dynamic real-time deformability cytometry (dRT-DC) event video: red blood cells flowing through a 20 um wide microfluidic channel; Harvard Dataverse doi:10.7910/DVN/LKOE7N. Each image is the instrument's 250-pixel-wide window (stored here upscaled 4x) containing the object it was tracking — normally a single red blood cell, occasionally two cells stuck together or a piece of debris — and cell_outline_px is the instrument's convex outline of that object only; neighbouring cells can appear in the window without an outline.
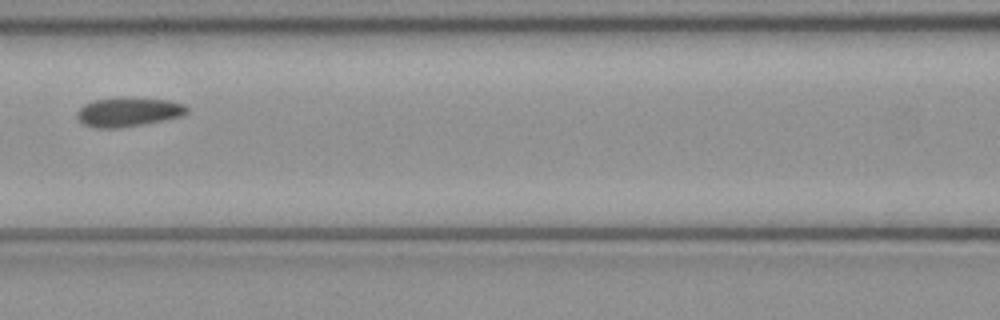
{"species": "common noctule bat (a hibernating species)", "species_latin": "Nyctalus noctula", "temperature_condition": "cold", "stored_images_in_passage": 4, "camera_frame_rate_fps": 3000, "um_per_image_px": 0.085, "animal": {"sex": "female", "body_mass_g": 21.9}, "frame": {"image": 1, "passage_image": 4, "time_ms": 1.0, "image_size_px": [1000, 320], "cell_outline_px": [[188, 112], [184, 116], [144, 124], [120, 128], [92, 128], [84, 124], [76, 116], [76, 112], [84, 104], [92, 100], [168, 100], [184, 104], [188, 108]], "centroid_in_image_um": [10.91, 9.57], "position_along_channel_um": 155.7, "area_um2": 18.03}}